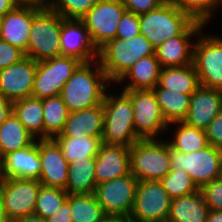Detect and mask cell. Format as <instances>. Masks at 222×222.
I'll use <instances>...</instances> for the list:
<instances>
[{
	"instance_id": "obj_1",
	"label": "cell",
	"mask_w": 222,
	"mask_h": 222,
	"mask_svg": "<svg viewBox=\"0 0 222 222\" xmlns=\"http://www.w3.org/2000/svg\"><path fill=\"white\" fill-rule=\"evenodd\" d=\"M110 84L98 59L82 62L62 87L60 96L69 113L81 111L101 105Z\"/></svg>"
},
{
	"instance_id": "obj_2",
	"label": "cell",
	"mask_w": 222,
	"mask_h": 222,
	"mask_svg": "<svg viewBox=\"0 0 222 222\" xmlns=\"http://www.w3.org/2000/svg\"><path fill=\"white\" fill-rule=\"evenodd\" d=\"M140 33L146 37L156 49L164 41L178 35H199L204 24L194 21L182 12L171 0L139 15Z\"/></svg>"
},
{
	"instance_id": "obj_3",
	"label": "cell",
	"mask_w": 222,
	"mask_h": 222,
	"mask_svg": "<svg viewBox=\"0 0 222 222\" xmlns=\"http://www.w3.org/2000/svg\"><path fill=\"white\" fill-rule=\"evenodd\" d=\"M120 95L106 92L103 101V133L104 144L125 145L131 147L141 138L134 127V112L130 96L122 90Z\"/></svg>"
},
{
	"instance_id": "obj_4",
	"label": "cell",
	"mask_w": 222,
	"mask_h": 222,
	"mask_svg": "<svg viewBox=\"0 0 222 222\" xmlns=\"http://www.w3.org/2000/svg\"><path fill=\"white\" fill-rule=\"evenodd\" d=\"M155 54V48L141 33L130 39L115 38L99 49L98 60L111 83H116L134 63Z\"/></svg>"
},
{
	"instance_id": "obj_5",
	"label": "cell",
	"mask_w": 222,
	"mask_h": 222,
	"mask_svg": "<svg viewBox=\"0 0 222 222\" xmlns=\"http://www.w3.org/2000/svg\"><path fill=\"white\" fill-rule=\"evenodd\" d=\"M171 170L169 143L141 139L130 147V173L141 181H160Z\"/></svg>"
},
{
	"instance_id": "obj_6",
	"label": "cell",
	"mask_w": 222,
	"mask_h": 222,
	"mask_svg": "<svg viewBox=\"0 0 222 222\" xmlns=\"http://www.w3.org/2000/svg\"><path fill=\"white\" fill-rule=\"evenodd\" d=\"M62 16L50 8L41 9L32 20L27 52L36 62L61 56Z\"/></svg>"
},
{
	"instance_id": "obj_7",
	"label": "cell",
	"mask_w": 222,
	"mask_h": 222,
	"mask_svg": "<svg viewBox=\"0 0 222 222\" xmlns=\"http://www.w3.org/2000/svg\"><path fill=\"white\" fill-rule=\"evenodd\" d=\"M169 156L171 169L188 172L199 189L222 177V149L208 145L204 149L184 153L169 145Z\"/></svg>"
},
{
	"instance_id": "obj_8",
	"label": "cell",
	"mask_w": 222,
	"mask_h": 222,
	"mask_svg": "<svg viewBox=\"0 0 222 222\" xmlns=\"http://www.w3.org/2000/svg\"><path fill=\"white\" fill-rule=\"evenodd\" d=\"M81 63L72 56H58L37 62L31 96L45 99L60 95L62 87Z\"/></svg>"
},
{
	"instance_id": "obj_9",
	"label": "cell",
	"mask_w": 222,
	"mask_h": 222,
	"mask_svg": "<svg viewBox=\"0 0 222 222\" xmlns=\"http://www.w3.org/2000/svg\"><path fill=\"white\" fill-rule=\"evenodd\" d=\"M195 40L193 64L200 86L222 90V38L211 34L202 35L201 30Z\"/></svg>"
},
{
	"instance_id": "obj_10",
	"label": "cell",
	"mask_w": 222,
	"mask_h": 222,
	"mask_svg": "<svg viewBox=\"0 0 222 222\" xmlns=\"http://www.w3.org/2000/svg\"><path fill=\"white\" fill-rule=\"evenodd\" d=\"M171 198L160 181L138 182L131 215L132 222H167Z\"/></svg>"
},
{
	"instance_id": "obj_11",
	"label": "cell",
	"mask_w": 222,
	"mask_h": 222,
	"mask_svg": "<svg viewBox=\"0 0 222 222\" xmlns=\"http://www.w3.org/2000/svg\"><path fill=\"white\" fill-rule=\"evenodd\" d=\"M131 98L134 127L141 139H156L169 128L153 90H123Z\"/></svg>"
},
{
	"instance_id": "obj_12",
	"label": "cell",
	"mask_w": 222,
	"mask_h": 222,
	"mask_svg": "<svg viewBox=\"0 0 222 222\" xmlns=\"http://www.w3.org/2000/svg\"><path fill=\"white\" fill-rule=\"evenodd\" d=\"M41 186L39 180L0 178V196L11 222L34 214Z\"/></svg>"
},
{
	"instance_id": "obj_13",
	"label": "cell",
	"mask_w": 222,
	"mask_h": 222,
	"mask_svg": "<svg viewBox=\"0 0 222 222\" xmlns=\"http://www.w3.org/2000/svg\"><path fill=\"white\" fill-rule=\"evenodd\" d=\"M125 11L122 0H98L81 18L98 50L116 38L118 24Z\"/></svg>"
},
{
	"instance_id": "obj_14",
	"label": "cell",
	"mask_w": 222,
	"mask_h": 222,
	"mask_svg": "<svg viewBox=\"0 0 222 222\" xmlns=\"http://www.w3.org/2000/svg\"><path fill=\"white\" fill-rule=\"evenodd\" d=\"M138 180L126 176L97 184L94 195L106 215L130 216L133 210Z\"/></svg>"
},
{
	"instance_id": "obj_15",
	"label": "cell",
	"mask_w": 222,
	"mask_h": 222,
	"mask_svg": "<svg viewBox=\"0 0 222 222\" xmlns=\"http://www.w3.org/2000/svg\"><path fill=\"white\" fill-rule=\"evenodd\" d=\"M60 47L61 56H72L82 62L98 59L99 50L81 19L62 18Z\"/></svg>"
},
{
	"instance_id": "obj_16",
	"label": "cell",
	"mask_w": 222,
	"mask_h": 222,
	"mask_svg": "<svg viewBox=\"0 0 222 222\" xmlns=\"http://www.w3.org/2000/svg\"><path fill=\"white\" fill-rule=\"evenodd\" d=\"M37 62L25 57L18 63L0 70V92L11 102L32 95Z\"/></svg>"
},
{
	"instance_id": "obj_17",
	"label": "cell",
	"mask_w": 222,
	"mask_h": 222,
	"mask_svg": "<svg viewBox=\"0 0 222 222\" xmlns=\"http://www.w3.org/2000/svg\"><path fill=\"white\" fill-rule=\"evenodd\" d=\"M41 175L39 182L45 187L66 188L69 163L54 139L39 140Z\"/></svg>"
},
{
	"instance_id": "obj_18",
	"label": "cell",
	"mask_w": 222,
	"mask_h": 222,
	"mask_svg": "<svg viewBox=\"0 0 222 222\" xmlns=\"http://www.w3.org/2000/svg\"><path fill=\"white\" fill-rule=\"evenodd\" d=\"M41 159L39 140L24 149L9 152L1 158L0 178L39 180Z\"/></svg>"
},
{
	"instance_id": "obj_19",
	"label": "cell",
	"mask_w": 222,
	"mask_h": 222,
	"mask_svg": "<svg viewBox=\"0 0 222 222\" xmlns=\"http://www.w3.org/2000/svg\"><path fill=\"white\" fill-rule=\"evenodd\" d=\"M129 173L130 147L103 143L95 157L96 183L101 184Z\"/></svg>"
},
{
	"instance_id": "obj_20",
	"label": "cell",
	"mask_w": 222,
	"mask_h": 222,
	"mask_svg": "<svg viewBox=\"0 0 222 222\" xmlns=\"http://www.w3.org/2000/svg\"><path fill=\"white\" fill-rule=\"evenodd\" d=\"M222 111V90L200 86L191 96L187 125L206 129Z\"/></svg>"
},
{
	"instance_id": "obj_21",
	"label": "cell",
	"mask_w": 222,
	"mask_h": 222,
	"mask_svg": "<svg viewBox=\"0 0 222 222\" xmlns=\"http://www.w3.org/2000/svg\"><path fill=\"white\" fill-rule=\"evenodd\" d=\"M41 9L16 6L1 18L0 39L27 52L33 17Z\"/></svg>"
},
{
	"instance_id": "obj_22",
	"label": "cell",
	"mask_w": 222,
	"mask_h": 222,
	"mask_svg": "<svg viewBox=\"0 0 222 222\" xmlns=\"http://www.w3.org/2000/svg\"><path fill=\"white\" fill-rule=\"evenodd\" d=\"M104 123L103 103L81 111L71 112L64 128L56 137H102Z\"/></svg>"
},
{
	"instance_id": "obj_23",
	"label": "cell",
	"mask_w": 222,
	"mask_h": 222,
	"mask_svg": "<svg viewBox=\"0 0 222 222\" xmlns=\"http://www.w3.org/2000/svg\"><path fill=\"white\" fill-rule=\"evenodd\" d=\"M161 69L156 55L152 54L138 59L116 83H124L127 79L129 83L122 90H153L158 84Z\"/></svg>"
},
{
	"instance_id": "obj_24",
	"label": "cell",
	"mask_w": 222,
	"mask_h": 222,
	"mask_svg": "<svg viewBox=\"0 0 222 222\" xmlns=\"http://www.w3.org/2000/svg\"><path fill=\"white\" fill-rule=\"evenodd\" d=\"M195 35H178L164 41L155 49V55L162 68L187 66L193 63L192 38Z\"/></svg>"
},
{
	"instance_id": "obj_25",
	"label": "cell",
	"mask_w": 222,
	"mask_h": 222,
	"mask_svg": "<svg viewBox=\"0 0 222 222\" xmlns=\"http://www.w3.org/2000/svg\"><path fill=\"white\" fill-rule=\"evenodd\" d=\"M209 207L201 190L179 198L171 199L167 222H206Z\"/></svg>"
},
{
	"instance_id": "obj_26",
	"label": "cell",
	"mask_w": 222,
	"mask_h": 222,
	"mask_svg": "<svg viewBox=\"0 0 222 222\" xmlns=\"http://www.w3.org/2000/svg\"><path fill=\"white\" fill-rule=\"evenodd\" d=\"M155 87L193 94L200 87L199 76L193 63L187 66L164 67Z\"/></svg>"
},
{
	"instance_id": "obj_27",
	"label": "cell",
	"mask_w": 222,
	"mask_h": 222,
	"mask_svg": "<svg viewBox=\"0 0 222 222\" xmlns=\"http://www.w3.org/2000/svg\"><path fill=\"white\" fill-rule=\"evenodd\" d=\"M65 191L71 194H94L95 159H75L69 163Z\"/></svg>"
},
{
	"instance_id": "obj_28",
	"label": "cell",
	"mask_w": 222,
	"mask_h": 222,
	"mask_svg": "<svg viewBox=\"0 0 222 222\" xmlns=\"http://www.w3.org/2000/svg\"><path fill=\"white\" fill-rule=\"evenodd\" d=\"M13 114L36 140L44 139L42 99L30 96L14 101Z\"/></svg>"
},
{
	"instance_id": "obj_29",
	"label": "cell",
	"mask_w": 222,
	"mask_h": 222,
	"mask_svg": "<svg viewBox=\"0 0 222 222\" xmlns=\"http://www.w3.org/2000/svg\"><path fill=\"white\" fill-rule=\"evenodd\" d=\"M153 91L168 124L186 119L192 94L178 93L162 87H154Z\"/></svg>"
},
{
	"instance_id": "obj_30",
	"label": "cell",
	"mask_w": 222,
	"mask_h": 222,
	"mask_svg": "<svg viewBox=\"0 0 222 222\" xmlns=\"http://www.w3.org/2000/svg\"><path fill=\"white\" fill-rule=\"evenodd\" d=\"M36 139L12 113L0 125V157L9 152L24 149Z\"/></svg>"
},
{
	"instance_id": "obj_31",
	"label": "cell",
	"mask_w": 222,
	"mask_h": 222,
	"mask_svg": "<svg viewBox=\"0 0 222 222\" xmlns=\"http://www.w3.org/2000/svg\"><path fill=\"white\" fill-rule=\"evenodd\" d=\"M68 163L75 159H95L103 144L101 137L73 136L55 137Z\"/></svg>"
},
{
	"instance_id": "obj_32",
	"label": "cell",
	"mask_w": 222,
	"mask_h": 222,
	"mask_svg": "<svg viewBox=\"0 0 222 222\" xmlns=\"http://www.w3.org/2000/svg\"><path fill=\"white\" fill-rule=\"evenodd\" d=\"M177 126L174 131L172 140H168L169 145L177 151L191 153L207 147L208 141L204 129L195 128L187 125L185 122H174ZM177 124V125H175Z\"/></svg>"
},
{
	"instance_id": "obj_33",
	"label": "cell",
	"mask_w": 222,
	"mask_h": 222,
	"mask_svg": "<svg viewBox=\"0 0 222 222\" xmlns=\"http://www.w3.org/2000/svg\"><path fill=\"white\" fill-rule=\"evenodd\" d=\"M44 119V139H54L61 133L69 111L60 95L42 99Z\"/></svg>"
},
{
	"instance_id": "obj_34",
	"label": "cell",
	"mask_w": 222,
	"mask_h": 222,
	"mask_svg": "<svg viewBox=\"0 0 222 222\" xmlns=\"http://www.w3.org/2000/svg\"><path fill=\"white\" fill-rule=\"evenodd\" d=\"M67 200L72 222H100L106 216L94 194H71Z\"/></svg>"
},
{
	"instance_id": "obj_35",
	"label": "cell",
	"mask_w": 222,
	"mask_h": 222,
	"mask_svg": "<svg viewBox=\"0 0 222 222\" xmlns=\"http://www.w3.org/2000/svg\"><path fill=\"white\" fill-rule=\"evenodd\" d=\"M160 182L171 199L188 196L200 190L189 173L182 169H171Z\"/></svg>"
},
{
	"instance_id": "obj_36",
	"label": "cell",
	"mask_w": 222,
	"mask_h": 222,
	"mask_svg": "<svg viewBox=\"0 0 222 222\" xmlns=\"http://www.w3.org/2000/svg\"><path fill=\"white\" fill-rule=\"evenodd\" d=\"M68 193L61 188L41 186L36 200L34 214L42 218H49L67 200Z\"/></svg>"
},
{
	"instance_id": "obj_37",
	"label": "cell",
	"mask_w": 222,
	"mask_h": 222,
	"mask_svg": "<svg viewBox=\"0 0 222 222\" xmlns=\"http://www.w3.org/2000/svg\"><path fill=\"white\" fill-rule=\"evenodd\" d=\"M171 2L194 21L206 26L222 0H171Z\"/></svg>"
},
{
	"instance_id": "obj_38",
	"label": "cell",
	"mask_w": 222,
	"mask_h": 222,
	"mask_svg": "<svg viewBox=\"0 0 222 222\" xmlns=\"http://www.w3.org/2000/svg\"><path fill=\"white\" fill-rule=\"evenodd\" d=\"M98 0H51L50 9L66 19H81Z\"/></svg>"
},
{
	"instance_id": "obj_39",
	"label": "cell",
	"mask_w": 222,
	"mask_h": 222,
	"mask_svg": "<svg viewBox=\"0 0 222 222\" xmlns=\"http://www.w3.org/2000/svg\"><path fill=\"white\" fill-rule=\"evenodd\" d=\"M200 190L210 210L222 211V177L205 184Z\"/></svg>"
},
{
	"instance_id": "obj_40",
	"label": "cell",
	"mask_w": 222,
	"mask_h": 222,
	"mask_svg": "<svg viewBox=\"0 0 222 222\" xmlns=\"http://www.w3.org/2000/svg\"><path fill=\"white\" fill-rule=\"evenodd\" d=\"M140 34L139 15L125 11L117 28L116 38L130 39Z\"/></svg>"
},
{
	"instance_id": "obj_41",
	"label": "cell",
	"mask_w": 222,
	"mask_h": 222,
	"mask_svg": "<svg viewBox=\"0 0 222 222\" xmlns=\"http://www.w3.org/2000/svg\"><path fill=\"white\" fill-rule=\"evenodd\" d=\"M25 52L0 39V70L25 58Z\"/></svg>"
},
{
	"instance_id": "obj_42",
	"label": "cell",
	"mask_w": 222,
	"mask_h": 222,
	"mask_svg": "<svg viewBox=\"0 0 222 222\" xmlns=\"http://www.w3.org/2000/svg\"><path fill=\"white\" fill-rule=\"evenodd\" d=\"M126 11L136 15L148 13L162 5L166 0H122Z\"/></svg>"
},
{
	"instance_id": "obj_43",
	"label": "cell",
	"mask_w": 222,
	"mask_h": 222,
	"mask_svg": "<svg viewBox=\"0 0 222 222\" xmlns=\"http://www.w3.org/2000/svg\"><path fill=\"white\" fill-rule=\"evenodd\" d=\"M208 144L222 149V111L205 129Z\"/></svg>"
},
{
	"instance_id": "obj_44",
	"label": "cell",
	"mask_w": 222,
	"mask_h": 222,
	"mask_svg": "<svg viewBox=\"0 0 222 222\" xmlns=\"http://www.w3.org/2000/svg\"><path fill=\"white\" fill-rule=\"evenodd\" d=\"M46 221L47 222H72L69 201L66 200L54 215H52L49 218H46Z\"/></svg>"
},
{
	"instance_id": "obj_45",
	"label": "cell",
	"mask_w": 222,
	"mask_h": 222,
	"mask_svg": "<svg viewBox=\"0 0 222 222\" xmlns=\"http://www.w3.org/2000/svg\"><path fill=\"white\" fill-rule=\"evenodd\" d=\"M13 113V102L0 92V125Z\"/></svg>"
},
{
	"instance_id": "obj_46",
	"label": "cell",
	"mask_w": 222,
	"mask_h": 222,
	"mask_svg": "<svg viewBox=\"0 0 222 222\" xmlns=\"http://www.w3.org/2000/svg\"><path fill=\"white\" fill-rule=\"evenodd\" d=\"M17 6H29L38 9H47L50 7L51 0H13Z\"/></svg>"
},
{
	"instance_id": "obj_47",
	"label": "cell",
	"mask_w": 222,
	"mask_h": 222,
	"mask_svg": "<svg viewBox=\"0 0 222 222\" xmlns=\"http://www.w3.org/2000/svg\"><path fill=\"white\" fill-rule=\"evenodd\" d=\"M17 5L13 0H0V17L13 10Z\"/></svg>"
},
{
	"instance_id": "obj_48",
	"label": "cell",
	"mask_w": 222,
	"mask_h": 222,
	"mask_svg": "<svg viewBox=\"0 0 222 222\" xmlns=\"http://www.w3.org/2000/svg\"><path fill=\"white\" fill-rule=\"evenodd\" d=\"M100 222H132L129 216L106 215Z\"/></svg>"
},
{
	"instance_id": "obj_49",
	"label": "cell",
	"mask_w": 222,
	"mask_h": 222,
	"mask_svg": "<svg viewBox=\"0 0 222 222\" xmlns=\"http://www.w3.org/2000/svg\"><path fill=\"white\" fill-rule=\"evenodd\" d=\"M15 222H47V221L45 218L32 214L19 218Z\"/></svg>"
},
{
	"instance_id": "obj_50",
	"label": "cell",
	"mask_w": 222,
	"mask_h": 222,
	"mask_svg": "<svg viewBox=\"0 0 222 222\" xmlns=\"http://www.w3.org/2000/svg\"><path fill=\"white\" fill-rule=\"evenodd\" d=\"M206 222H222V211L210 210Z\"/></svg>"
},
{
	"instance_id": "obj_51",
	"label": "cell",
	"mask_w": 222,
	"mask_h": 222,
	"mask_svg": "<svg viewBox=\"0 0 222 222\" xmlns=\"http://www.w3.org/2000/svg\"><path fill=\"white\" fill-rule=\"evenodd\" d=\"M0 222H11L6 215L1 196H0Z\"/></svg>"
},
{
	"instance_id": "obj_52",
	"label": "cell",
	"mask_w": 222,
	"mask_h": 222,
	"mask_svg": "<svg viewBox=\"0 0 222 222\" xmlns=\"http://www.w3.org/2000/svg\"><path fill=\"white\" fill-rule=\"evenodd\" d=\"M0 173H1V157H0Z\"/></svg>"
}]
</instances>
